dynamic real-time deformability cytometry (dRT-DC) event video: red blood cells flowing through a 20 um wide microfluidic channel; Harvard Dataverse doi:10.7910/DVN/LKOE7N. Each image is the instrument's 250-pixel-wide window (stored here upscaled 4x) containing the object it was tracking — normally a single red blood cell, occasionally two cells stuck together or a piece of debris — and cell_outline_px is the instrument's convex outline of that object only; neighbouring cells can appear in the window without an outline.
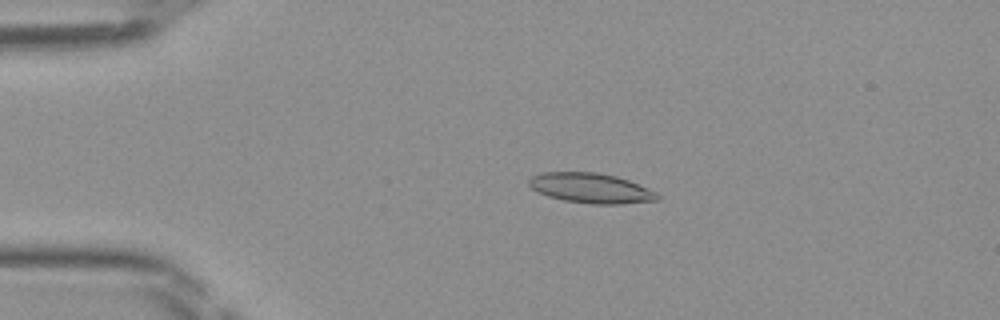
{"species": "Egyptian fruit bat (a non-hibernating species)", "species_latin": "Rousettus aegyptiacus", "temperature_condition": "room temperature", "stored_images_in_passage": 47, "camera_frame_rate_fps": 3000, "um_per_image_px": 0.085, "frame": {"image": 1, "passage_image": 10, "time_ms": 3.0, "image_size_px": [1000, 320], "cell_outline_px": [[660, 200], [620, 204], [592, 204], [564, 200], [548, 196], [536, 192], [528, 184], [528, 180], [532, 176], [540, 172], [596, 172], [616, 176], [628, 180], [648, 188], [656, 192], [660, 196]], "centroid_in_image_um": [50.22, 15.99], "position_along_channel_um": 34.8, "area_um2": 22.54}}
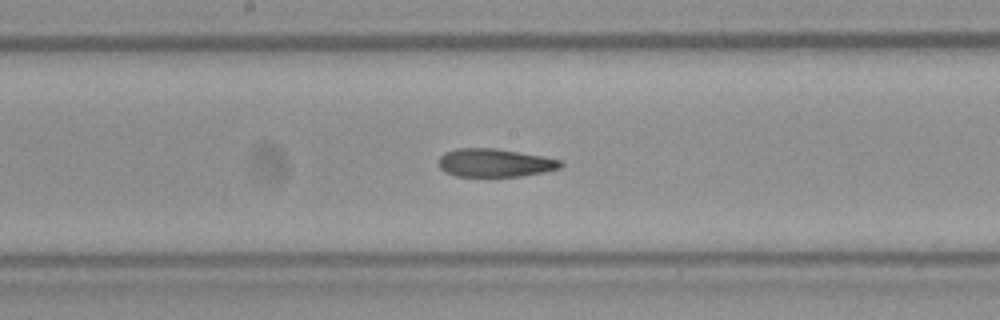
{"frame": {"image": 2, "passage_image": 25, "time_ms": 8.0, "image_size_px": [1000, 320], "cell_outline_px": [[564, 164], [560, 168], [544, 172], [520, 176], [456, 176], [444, 172], [440, 168], [440, 156], [444, 152], [456, 148], [496, 148], [544, 156], [560, 160]], "centroid_in_image_um": [42.06, 13.83], "position_along_channel_um": 206.1, "area_um2": 20.11}}
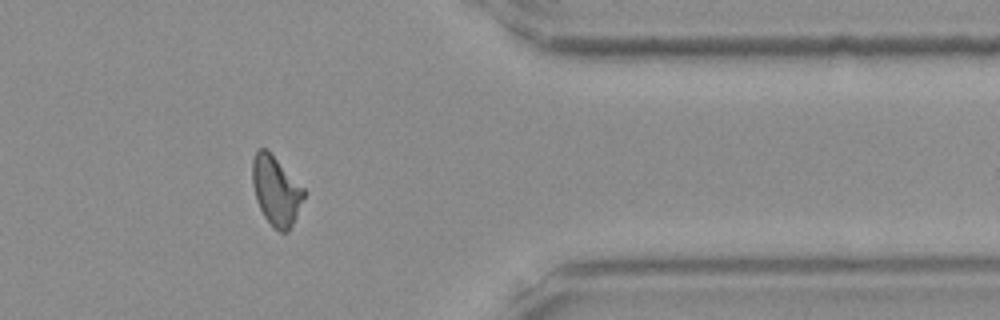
{"frame": {"image": 3, "passage_image": 39, "time_ms": 12.667, "image_size_px": [1000, 320], "cell_outline_px": [[304, 196], [296, 216], [288, 232], [280, 232], [264, 216], [256, 200], [252, 184], [252, 160], [256, 152], [260, 148], [268, 148], [304, 188]], "centroid_in_image_um": [23.44, 16.15], "position_along_channel_um": 388.0, "area_um2": 20.63}}